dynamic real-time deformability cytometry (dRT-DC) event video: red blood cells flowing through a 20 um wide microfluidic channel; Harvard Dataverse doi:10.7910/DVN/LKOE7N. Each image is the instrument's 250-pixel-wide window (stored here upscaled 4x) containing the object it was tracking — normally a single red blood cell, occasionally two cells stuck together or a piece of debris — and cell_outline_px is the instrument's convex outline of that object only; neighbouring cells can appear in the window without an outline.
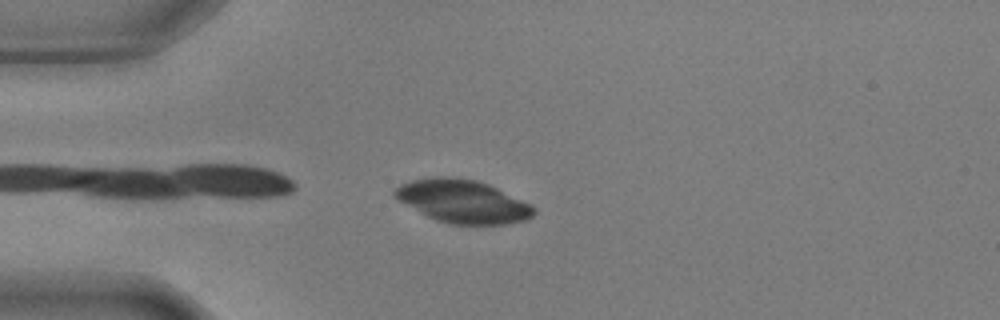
{"species": "common noctule bat (a hibernating species)", "species_latin": "Nyctalus noctula", "temperature_condition": "warm", "stored_images_in_passage": 36, "camera_frame_rate_fps": 3000, "um_per_image_px": 0.085, "animal": {"sex": "male", "body_mass_g": 17.9, "forearm_length_mm": 54.2}, "frame": {"image": 1, "passage_image": 2, "time_ms": 0.333, "image_size_px": [1000, 320], "cell_outline_px": [[536, 212], [532, 216], [524, 220], [508, 224], [448, 224], [436, 220], [420, 212], [392, 196], [392, 192], [400, 184], [412, 180], [432, 176], [448, 176], [476, 180], [488, 184], [532, 204], [536, 208]], "centroid_in_image_um": [39.34, 17.11], "position_along_channel_um": 45.7, "area_um2": 34.91}}